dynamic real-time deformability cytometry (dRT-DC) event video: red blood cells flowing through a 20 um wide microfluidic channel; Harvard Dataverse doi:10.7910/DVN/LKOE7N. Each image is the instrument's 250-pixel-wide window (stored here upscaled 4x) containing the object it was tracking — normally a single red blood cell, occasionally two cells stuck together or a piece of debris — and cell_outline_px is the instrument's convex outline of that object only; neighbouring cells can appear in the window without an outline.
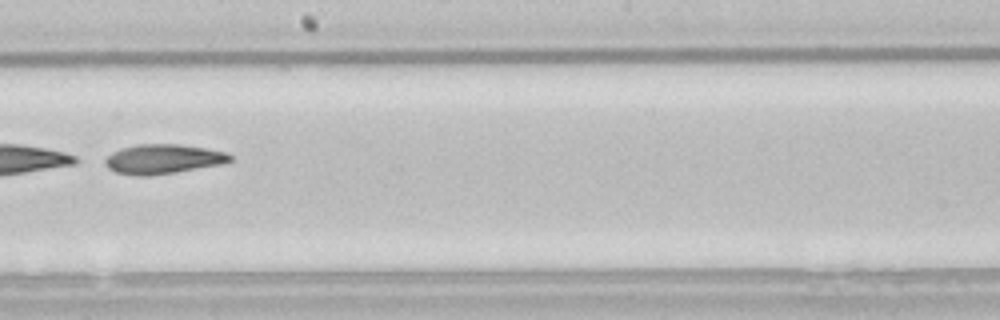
{"species": "common noctule bat (a hibernating species)", "species_latin": "Nyctalus noctula", "temperature_condition": "room temperature", "stored_images_in_passage": 35, "camera_frame_rate_fps": 3000, "um_per_image_px": 0.085, "animal": {"sex": "male", "body_mass_g": 21.5, "forearm_length_mm": 52.0}, "frame": {"image": 1, "passage_image": 20, "time_ms": 6.333, "image_size_px": [1000, 320], "cell_outline_px": [[232, 160], [220, 164], [176, 172], [148, 176], [136, 176], [116, 172], [108, 168], [104, 164], [104, 160], [112, 152], [120, 148], [136, 144], [180, 144], [228, 152], [232, 156]], "centroid_in_image_um": [13.83, 13.51], "position_along_channel_um": 234.4, "area_um2": 21.56}, "authors_computed_cell_mechanics": {"area_um2": 22.0218, "velocity_mm_per_s": 3.8226, "shape_relaxation_time_tau1_ms": 1.1403, "shape_relaxation_time_tau2_ms": null, "deformation_change_tau1": 0.2478, "deformation_change_tau2": null}}